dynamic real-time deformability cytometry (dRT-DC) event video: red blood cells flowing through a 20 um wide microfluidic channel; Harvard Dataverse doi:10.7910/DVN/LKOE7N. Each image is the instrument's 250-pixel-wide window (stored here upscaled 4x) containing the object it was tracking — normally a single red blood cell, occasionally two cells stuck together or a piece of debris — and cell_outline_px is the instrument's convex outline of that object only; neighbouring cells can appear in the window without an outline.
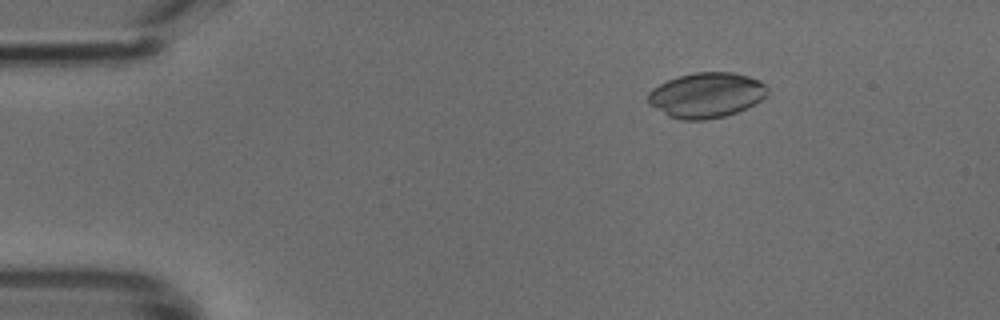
{"species": "common noctule bat (a hibernating species)", "species_latin": "Nyctalus noctula", "temperature_condition": "cold", "stored_images_in_passage": 49, "camera_frame_rate_fps": 3000, "um_per_image_px": 0.085, "animal": {"sex": "male", "body_mass_g": 18.8}, "frame": {"image": 1, "passage_image": 8, "time_ms": 2.333, "image_size_px": [1000, 320], "cell_outline_px": [[768, 92], [756, 104], [736, 112], [724, 116], [704, 120], [680, 120], [668, 116], [648, 104], [648, 92], [652, 88], [668, 80], [680, 76], [696, 72], [732, 72], [748, 76], [760, 80], [768, 88]], "centroid_in_image_um": [60.03, 8.09], "position_along_channel_um": 25.0, "area_um2": 31.44}}
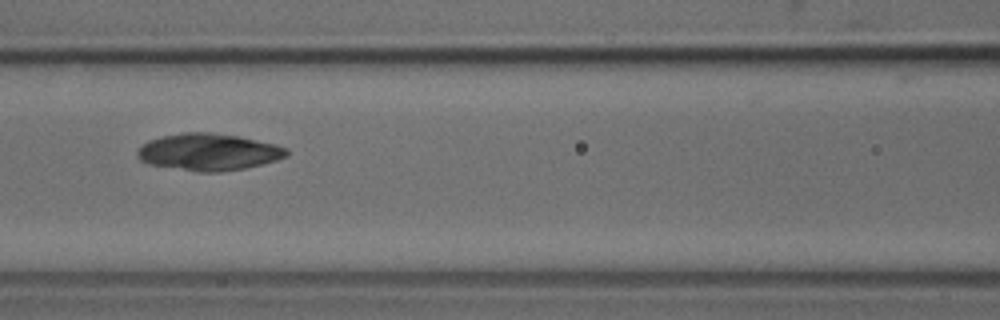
{"frame": {"image": 2, "passage_image": 22, "time_ms": 7.0, "image_size_px": [1000, 320], "cell_outline_px": [[288, 156], [276, 160], [244, 168], [220, 172], [196, 172], [148, 164], [140, 160], [136, 156], [136, 152], [140, 144], [148, 140], [164, 136], [184, 132], [212, 132], [240, 136], [276, 144], [288, 148]], "centroid_in_image_um": [17.7, 12.91], "position_along_channel_um": 148.9, "area_um2": 32.43}}
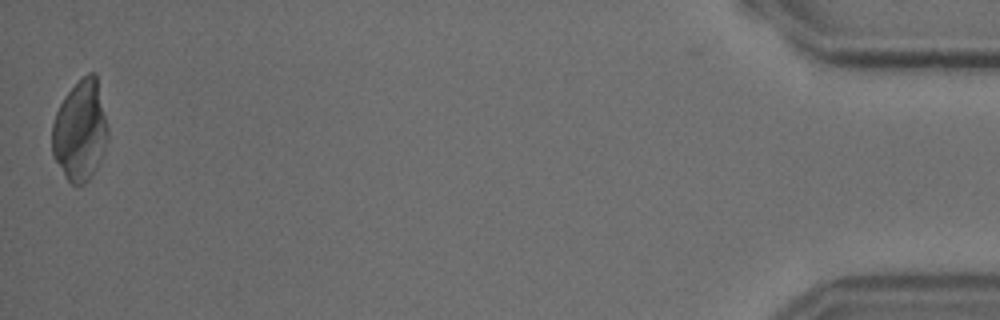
{"frame": {"image": 3, "passage_image": 49, "time_ms": 16.0, "image_size_px": [1000, 320], "cell_outline_px": [[108, 136], [104, 152], [96, 168], [88, 180], [84, 184], [72, 184], [68, 180], [52, 156], [52, 124], [56, 112], [64, 96], [88, 72], [96, 72], [108, 128]], "centroid_in_image_um": [6.81, 11.1], "position_along_channel_um": 428.4, "area_um2": 32.54}}